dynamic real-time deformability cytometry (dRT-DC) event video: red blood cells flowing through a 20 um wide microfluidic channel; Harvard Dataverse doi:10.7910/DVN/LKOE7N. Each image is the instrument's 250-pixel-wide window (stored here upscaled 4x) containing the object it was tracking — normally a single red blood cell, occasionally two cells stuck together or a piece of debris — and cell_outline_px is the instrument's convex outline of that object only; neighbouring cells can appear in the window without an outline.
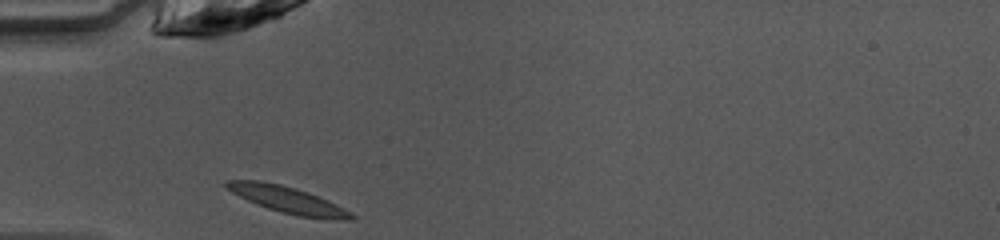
{"species": "common noctule bat (a hibernating species)", "species_latin": "Nyctalus noctula", "temperature_condition": "warm", "stored_images_in_passage": 28, "camera_frame_rate_fps": 3000, "um_per_image_px": 0.085, "animal": {"sex": "female", "body_mass_g": 10.0, "forearm_length_mm": 53.1}, "frame": {"image": 1, "passage_image": 1, "time_ms": 0.0, "image_size_px": [1000, 240], "cell_outline_px": [[356, 216], [352, 220], [324, 220], [296, 216], [280, 212], [256, 204], [232, 192], [224, 184], [224, 180], [260, 180], [280, 184], [308, 192], [328, 200], [352, 212]], "centroid_in_image_um": [24.52, 17.01], "position_along_channel_um": 60.5, "area_um2": 19.54}}
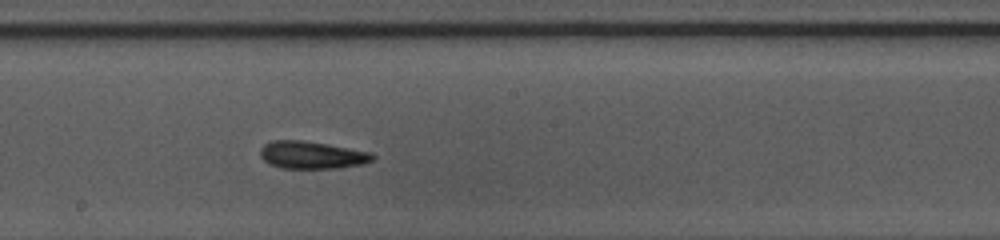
{"frame": {"image": 2, "passage_image": 13, "time_ms": 4.0, "image_size_px": [1000, 240], "cell_outline_px": [[376, 156], [372, 160], [364, 164], [340, 168], [280, 168], [264, 160], [260, 156], [260, 148], [264, 144], [272, 140], [304, 140], [328, 144], [372, 152]], "centroid_in_image_um": [26.53, 13.17], "position_along_channel_um": 221.7, "area_um2": 18.15}}
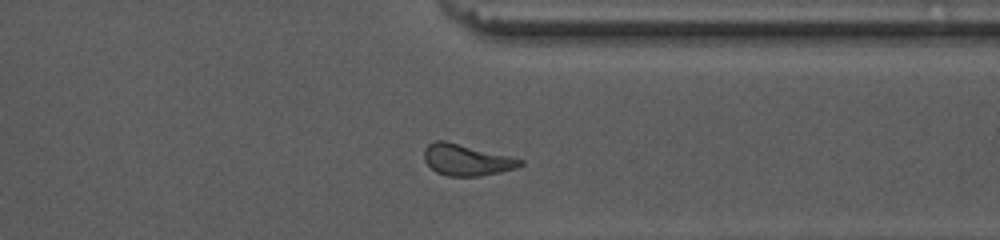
{"frame": {"image": 3, "passage_image": 24, "time_ms": 7.667, "image_size_px": [1000, 240], "cell_outline_px": [[524, 164], [516, 168], [500, 172], [480, 176], [448, 176], [436, 172], [424, 160], [424, 148], [428, 144], [436, 140], [444, 140], [524, 160]], "centroid_in_image_um": [39.64, 13.6], "position_along_channel_um": 371.8, "area_um2": 17.34}, "authors_computed_cell_mechanics": {"area_um2": 17.8024, "velocity_mm_per_s": 4.1116, "shape_relaxation_time_tau1_ms": 2.8722, "shape_relaxation_time_tau2_ms": 3.1367, "deformation_change_tau1": 0.1159, "deformation_change_tau2": 0.1158}}